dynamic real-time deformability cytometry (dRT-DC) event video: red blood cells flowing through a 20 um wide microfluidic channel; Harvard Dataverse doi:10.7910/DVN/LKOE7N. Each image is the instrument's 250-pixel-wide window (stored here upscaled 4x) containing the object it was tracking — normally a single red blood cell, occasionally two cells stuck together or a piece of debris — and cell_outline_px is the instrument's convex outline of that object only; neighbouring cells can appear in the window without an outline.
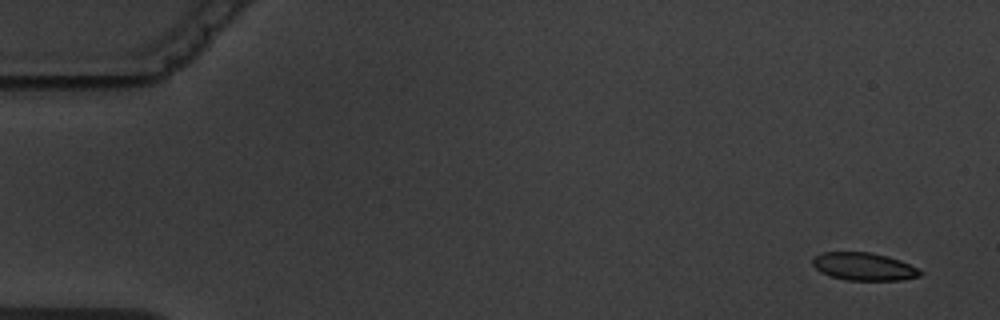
{"species": "common noctule bat (a hibernating species)", "species_latin": "Nyctalus noctula", "temperature_condition": "warm", "stored_images_in_passage": 5, "camera_frame_rate_fps": 3000, "um_per_image_px": 0.085, "animal": {"sex": "male", "body_mass_g": 19.5, "forearm_length_mm": 54.6}, "frame": {"image": 1, "passage_image": 1, "time_ms": 0.0, "image_size_px": [1000, 320], "cell_outline_px": [[924, 272], [920, 276], [900, 280], [844, 280], [820, 272], [812, 264], [812, 260], [816, 256], [824, 252], [868, 252], [900, 260]], "centroid_in_image_um": [73.41, 22.66], "position_along_channel_um": 11.6, "area_um2": 17.17}}
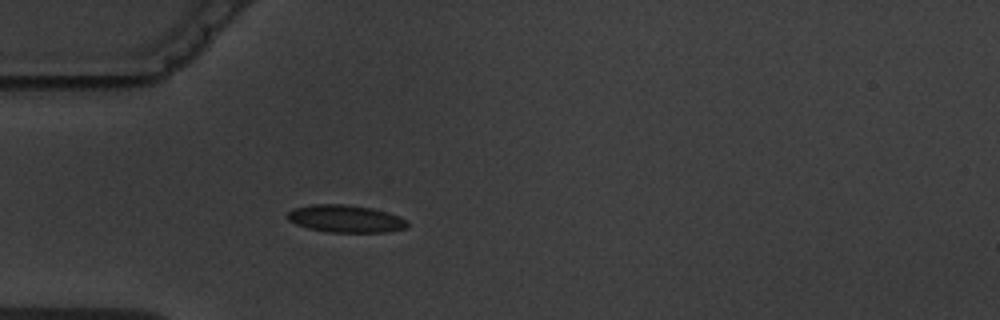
{"frame": {"image": 2, "passage_image": 5, "time_ms": 4.667, "image_size_px": [1000, 320], "cell_outline_px": [[408, 224], [404, 228], [388, 232], [328, 232], [308, 228], [296, 224], [288, 220], [284, 216], [292, 208], [312, 204], [344, 204], [372, 208], [388, 212], [400, 216], [408, 220]], "centroid_in_image_um": [29.35, 18.58], "position_along_channel_um": 55.7, "area_um2": 19.36}}